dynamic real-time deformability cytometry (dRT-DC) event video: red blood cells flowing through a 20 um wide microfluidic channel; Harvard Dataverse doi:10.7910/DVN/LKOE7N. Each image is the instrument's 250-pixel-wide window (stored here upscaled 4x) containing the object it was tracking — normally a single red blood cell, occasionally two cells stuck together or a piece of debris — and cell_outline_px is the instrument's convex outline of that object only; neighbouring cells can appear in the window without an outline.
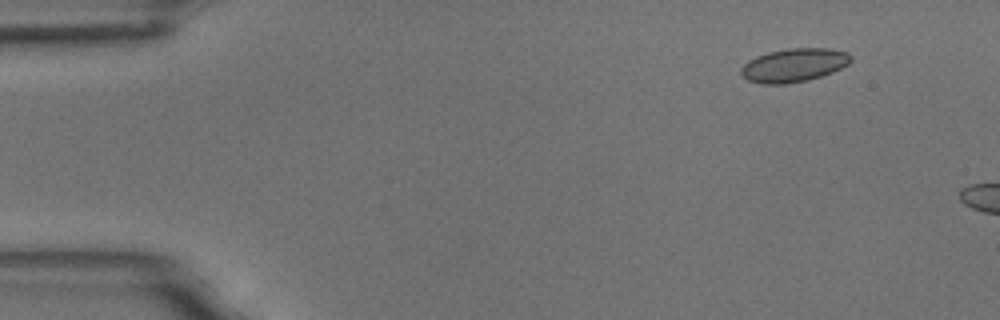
{"species": "common noctule bat (a hibernating species)", "species_latin": "Nyctalus noctula", "temperature_condition": "room temperature", "stored_images_in_passage": 6, "camera_frame_rate_fps": 3000, "um_per_image_px": 0.085, "animal": {"sex": "male", "body_mass_g": 18.8}, "frame": {"image": 1, "passage_image": 2, "time_ms": 0.333, "image_size_px": [1000, 320], "cell_outline_px": [[836, 68], [812, 76], [796, 80], [756, 80], [780, 52], [832, 52]], "centroid_in_image_um": [67.84, 5.59], "position_along_channel_um": 17.2, "area_um2": 11.91}}